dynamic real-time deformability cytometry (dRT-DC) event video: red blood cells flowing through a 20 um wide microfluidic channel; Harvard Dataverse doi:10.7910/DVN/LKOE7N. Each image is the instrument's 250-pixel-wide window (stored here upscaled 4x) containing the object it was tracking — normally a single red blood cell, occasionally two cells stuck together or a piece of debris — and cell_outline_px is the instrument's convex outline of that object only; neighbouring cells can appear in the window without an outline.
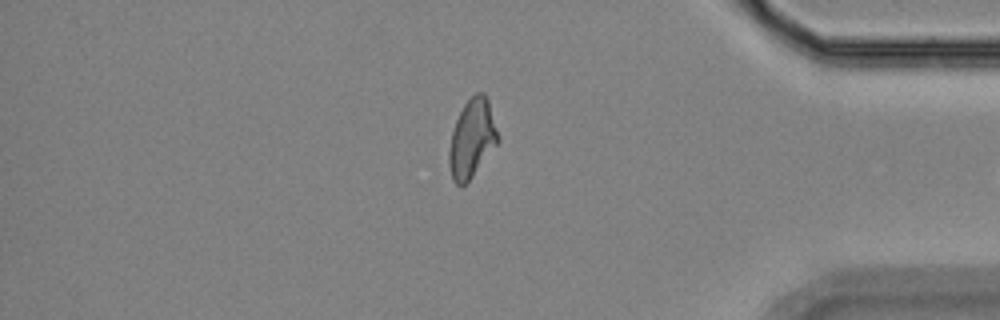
{"species": "Egyptian fruit bat (a non-hibernating species)", "species_latin": "Rousettus aegyptiacus", "temperature_condition": "room temperature", "stored_images_in_passage": 18, "camera_frame_rate_fps": 3000, "um_per_image_px": 0.085, "animal": {"sex": "female"}, "frame": {"image": 1, "passage_image": 18, "time_ms": 19.333, "image_size_px": [1000, 320], "cell_outline_px": [[500, 140], [472, 176], [464, 184], [456, 184], [452, 180], [448, 164], [448, 152], [452, 132], [456, 120], [464, 104], [476, 92], [484, 92], [488, 100]], "centroid_in_image_um": [40.1, 11.77], "position_along_channel_um": 395.1, "area_um2": 22.02}}